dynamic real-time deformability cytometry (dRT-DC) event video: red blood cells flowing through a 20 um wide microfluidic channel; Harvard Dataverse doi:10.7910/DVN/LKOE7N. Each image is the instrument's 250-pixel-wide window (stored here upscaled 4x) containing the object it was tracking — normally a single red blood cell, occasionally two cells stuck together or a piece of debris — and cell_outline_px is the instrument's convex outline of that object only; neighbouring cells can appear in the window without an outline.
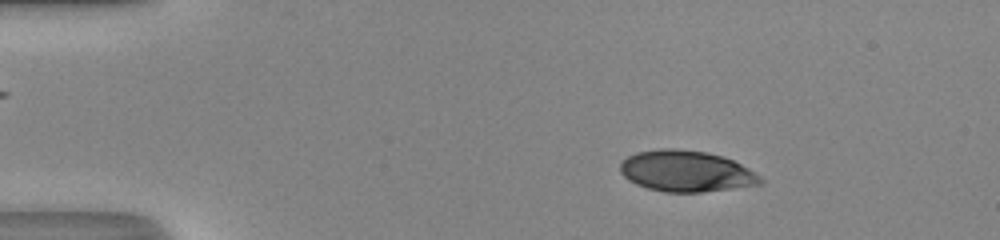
{"species": "human", "species_latin": "Homo sapiens", "temperature_condition": "room temperature", "stored_images_in_passage": 49, "camera_frame_rate_fps": 3000, "um_per_image_px": 0.085, "donor": {"sex": "male"}, "frame": {"image": 1, "passage_image": 8, "time_ms": 2.333, "image_size_px": [1000, 240], "cell_outline_px": [[764, 184], [700, 192], [664, 192], [648, 188], [636, 184], [628, 180], [620, 172], [620, 164], [628, 156], [636, 152], [660, 148], [676, 148], [708, 152], [724, 156], [748, 168], [760, 176], [764, 180]], "centroid_in_image_um": [58.33, 14.54], "position_along_channel_um": 26.7, "area_um2": 33.76}}
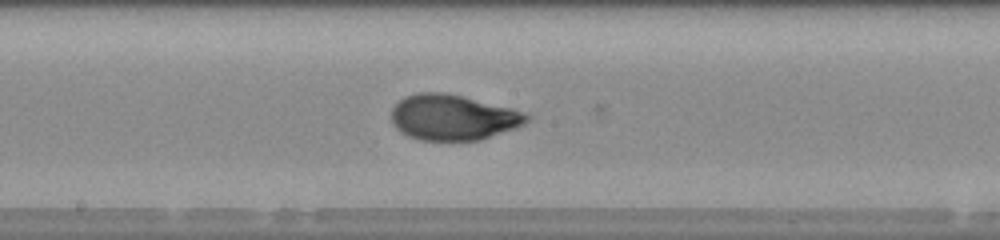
{"frame": {"image": 2, "passage_image": 27, "time_ms": 8.667, "image_size_px": [1000, 240], "cell_outline_px": [[532, 116], [524, 124], [516, 128], [480, 140], [420, 140], [408, 136], [400, 132], [392, 124], [392, 108], [404, 96], [420, 92], [444, 92], [464, 96], [512, 108], [524, 112]], "centroid_in_image_um": [38.51, 9.97], "position_along_channel_um": 209.7, "area_um2": 36.13}}
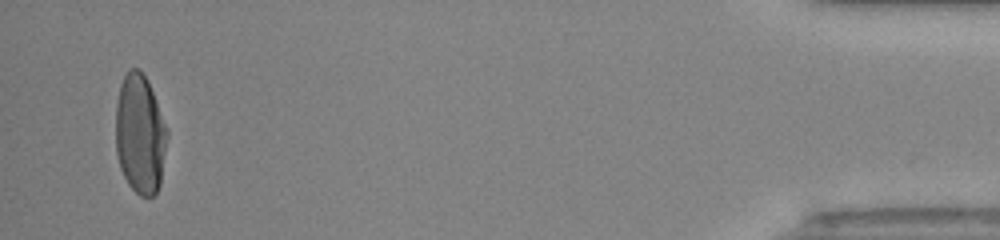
{"frame": {"image": 3, "passage_image": 48, "time_ms": 15.667, "image_size_px": [1000, 240], "cell_outline_px": [[168, 136], [160, 184], [156, 192], [152, 196], [140, 196], [128, 184], [120, 168], [116, 152], [116, 104], [120, 84], [128, 68], [140, 68], [148, 80], [168, 128]], "centroid_in_image_um": [11.91, 11.37], "position_along_channel_um": 423.3, "area_um2": 36.24}, "authors_computed_cell_mechanics": {"area_um2": 35.547, "velocity_mm_per_s": 4.2166, "shape_relaxation_time_tau1_ms": 4.9193, "shape_relaxation_time_tau2_ms": null, "deformation_change_tau1": 0.2375, "deformation_change_tau2": null}}